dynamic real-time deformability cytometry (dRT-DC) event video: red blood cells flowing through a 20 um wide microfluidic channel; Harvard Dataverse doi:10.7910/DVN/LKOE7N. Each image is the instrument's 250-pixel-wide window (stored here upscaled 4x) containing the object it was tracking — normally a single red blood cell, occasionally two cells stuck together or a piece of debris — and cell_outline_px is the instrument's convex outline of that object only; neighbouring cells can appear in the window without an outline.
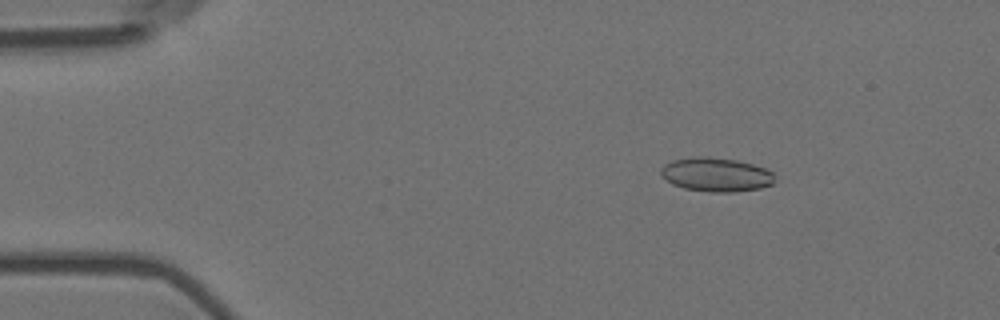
{"species": "Egyptian fruit bat (a non-hibernating species)", "species_latin": "Rousettus aegyptiacus", "temperature_condition": "room temperature", "stored_images_in_passage": 27, "camera_frame_rate_fps": 3000, "um_per_image_px": 0.085, "animal": {"sex": "female"}, "frame": {"image": 1, "passage_image": 8, "time_ms": 2.333, "image_size_px": [1000, 320], "cell_outline_px": [[776, 180], [772, 184], [760, 188], [736, 192], [708, 192], [684, 188], [672, 184], [660, 176], [660, 168], [664, 164], [672, 160], [700, 156], [736, 160], [752, 164], [764, 168], [772, 172], [776, 176]], "centroid_in_image_um": [60.86, 14.85], "position_along_channel_um": 24.1, "area_um2": 22.66}}
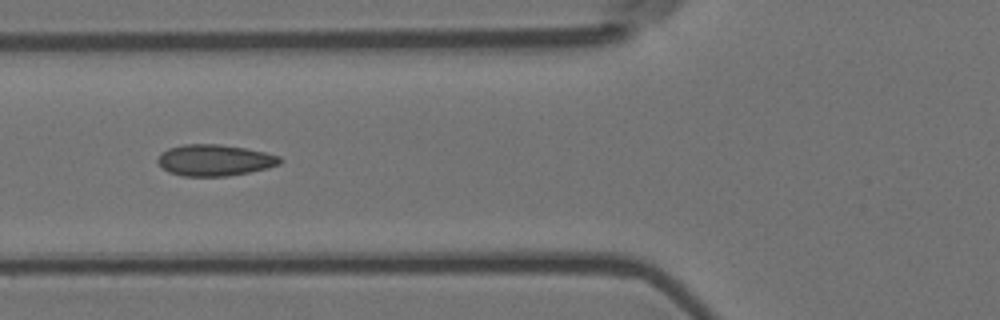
{"frame": {"image": 2, "passage_image": 21, "time_ms": 6.667, "image_size_px": [1000, 320], "cell_outline_px": [[284, 160], [280, 164], [268, 168], [228, 176], [184, 176], [168, 172], [156, 160], [160, 152], [168, 148], [184, 144], [216, 144], [244, 148], [264, 152], [280, 156]], "centroid_in_image_um": [18.24, 13.61], "position_along_channel_um": 107.6, "area_um2": 22.31}}
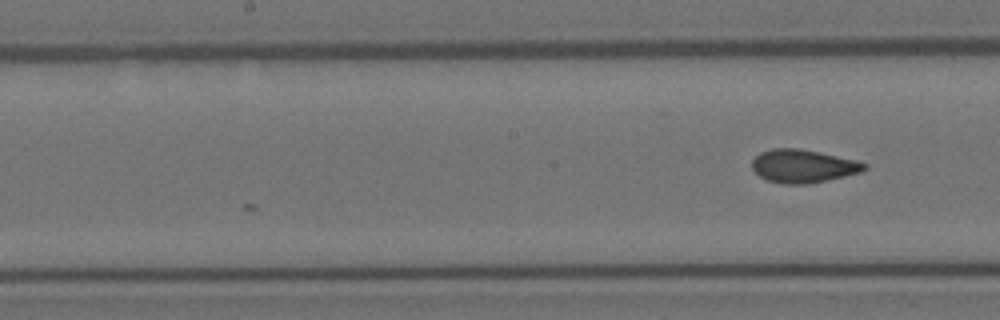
{"frame": {"image": 3, "passage_image": 27, "time_ms": 8.667, "image_size_px": [1000, 320], "cell_outline_px": [[868, 168], [860, 172], [844, 176], [808, 184], [780, 184], [768, 180], [760, 176], [752, 168], [752, 160], [760, 152], [772, 148], [800, 148], [820, 152], [856, 160], [868, 164]], "centroid_in_image_um": [68.26, 14.11], "position_along_channel_um": 179.9, "area_um2": 21.73}}